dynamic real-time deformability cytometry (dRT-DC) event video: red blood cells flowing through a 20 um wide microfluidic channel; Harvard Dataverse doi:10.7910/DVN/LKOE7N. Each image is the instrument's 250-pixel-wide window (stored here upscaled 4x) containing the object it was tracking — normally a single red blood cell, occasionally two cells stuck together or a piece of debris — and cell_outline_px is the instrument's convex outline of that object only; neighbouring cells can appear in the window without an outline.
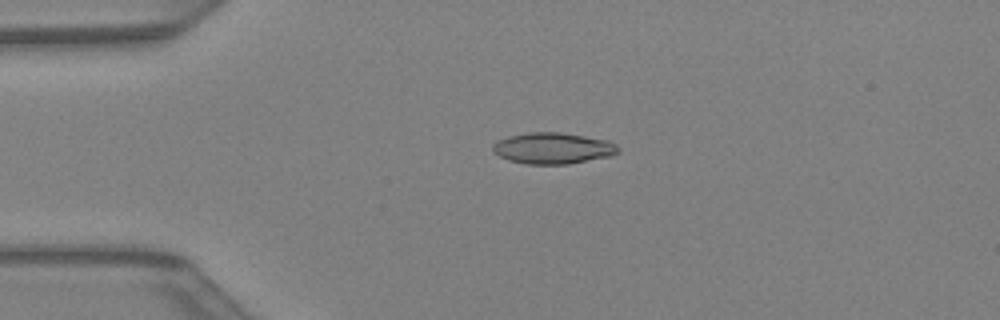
{"species": "Egyptian fruit bat (a non-hibernating species)", "species_latin": "Rousettus aegyptiacus", "temperature_condition": "warm", "stored_images_in_passage": 42, "camera_frame_rate_fps": 3000, "um_per_image_px": 0.085, "animal": {"sex": "female"}, "frame": {"image": 1, "passage_image": 10, "time_ms": 3.0, "image_size_px": [1000, 320], "cell_outline_px": [[620, 152], [612, 156], [568, 164], [528, 164], [508, 160], [492, 152], [492, 144], [496, 140], [508, 136], [528, 132], [560, 132], [608, 140], [616, 144], [620, 148]], "centroid_in_image_um": [47.0, 12.6], "position_along_channel_um": 38.0, "area_um2": 23.06}}
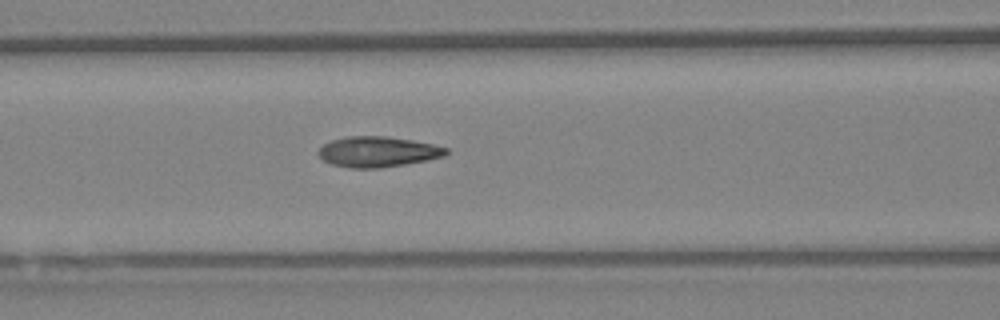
{"frame": {"image": 2, "passage_image": 18, "time_ms": 5.667, "image_size_px": [1000, 320], "cell_outline_px": [[448, 152], [444, 156], [404, 164], [380, 168], [352, 168], [332, 164], [324, 160], [316, 152], [324, 144], [332, 140], [344, 136], [384, 136], [412, 140], [432, 144], [448, 148]], "centroid_in_image_um": [32.08, 12.89], "position_along_channel_um": 134.5, "area_um2": 22.48}}
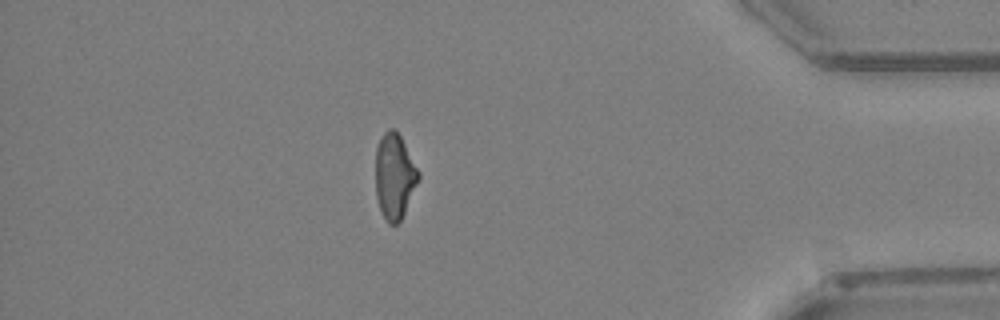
{"frame": {"image": 3, "passage_image": 37, "time_ms": 12.0, "image_size_px": [1000, 320], "cell_outline_px": [[420, 176], [404, 212], [400, 220], [396, 224], [388, 224], [380, 208], [376, 196], [376, 148], [384, 132], [388, 128], [392, 128], [400, 136], [420, 172]], "centroid_in_image_um": [33.53, 14.97], "position_along_channel_um": 401.7, "area_um2": 20.92}}